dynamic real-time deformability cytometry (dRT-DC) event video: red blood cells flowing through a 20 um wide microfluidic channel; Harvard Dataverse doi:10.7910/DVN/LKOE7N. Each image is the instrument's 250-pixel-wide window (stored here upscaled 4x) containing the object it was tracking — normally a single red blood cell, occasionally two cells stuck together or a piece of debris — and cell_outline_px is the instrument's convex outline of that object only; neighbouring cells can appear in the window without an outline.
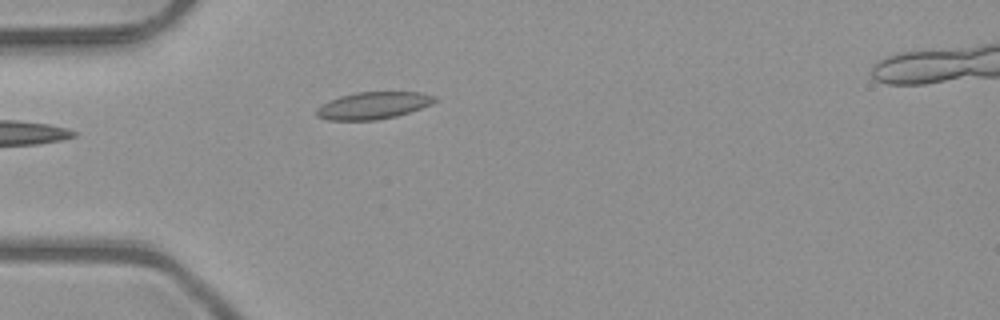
{"species": "common noctule bat (a hibernating species)", "species_latin": "Nyctalus noctula", "temperature_condition": "room temperature", "stored_images_in_passage": 3, "camera_frame_rate_fps": 3000, "um_per_image_px": 0.085, "animal": {"sex": "male", "body_mass_g": 23.1, "forearm_length_mm": 52.7}, "frame": {"image": 1, "passage_image": 3, "time_ms": 0.667, "image_size_px": [1000, 320], "cell_outline_px": [[436, 100], [432, 104], [396, 116], [376, 120], [328, 120], [316, 116], [316, 108], [320, 104], [328, 100], [340, 96], [356, 92], [420, 92], [436, 96]], "centroid_in_image_um": [31.68, 8.96], "position_along_channel_um": 53.3, "area_um2": 18.73}}